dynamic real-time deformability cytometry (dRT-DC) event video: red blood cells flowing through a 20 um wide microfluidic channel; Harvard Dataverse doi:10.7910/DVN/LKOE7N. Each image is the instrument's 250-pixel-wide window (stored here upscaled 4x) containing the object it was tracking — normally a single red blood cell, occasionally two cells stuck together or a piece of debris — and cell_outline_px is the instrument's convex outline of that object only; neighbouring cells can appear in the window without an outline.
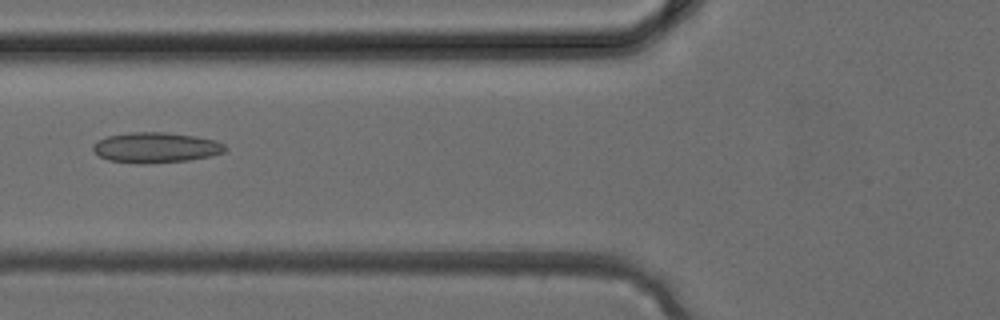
{"species": "common noctule bat (a hibernating species)", "species_latin": "Nyctalus noctula", "temperature_condition": "cold", "stored_images_in_passage": 34, "camera_frame_rate_fps": 3000, "um_per_image_px": 0.085, "animal": {"sex": "female", "body_mass_g": 24.6, "forearm_length_mm": 56.2}, "frame": {"image": 1, "passage_image": 11, "time_ms": 3.333, "image_size_px": [1000, 320], "cell_outline_px": [[228, 148], [224, 152], [212, 156], [188, 160], [148, 164], [136, 164], [108, 160], [100, 156], [92, 148], [92, 144], [108, 136], [132, 132], [164, 132], [196, 136], [216, 140], [224, 144]], "centroid_in_image_um": [13.28, 12.55], "position_along_channel_um": 112.5, "area_um2": 23.52}}
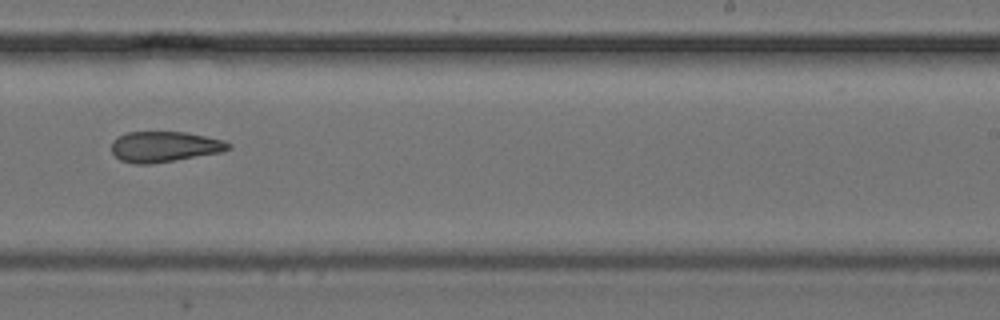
{"frame": {"image": 2, "passage_image": 20, "time_ms": 6.333, "image_size_px": [1000, 320], "cell_outline_px": [[232, 148], [220, 152], [176, 160], [152, 164], [132, 164], [120, 160], [112, 152], [112, 140], [128, 132], [188, 132], [224, 140], [232, 144]], "centroid_in_image_um": [13.99, 12.47], "position_along_channel_um": 275.0, "area_um2": 20.92}}
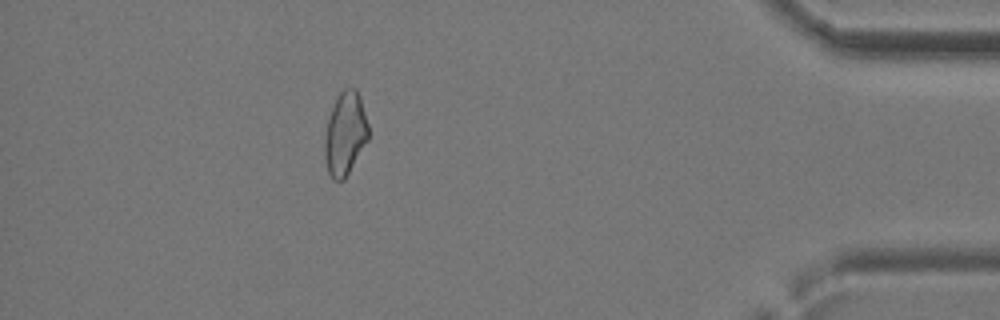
{"frame": {"image": 3, "passage_image": 30, "time_ms": 9.667, "image_size_px": [1000, 320], "cell_outline_px": [[368, 140], [344, 180], [332, 180], [328, 172], [324, 156], [324, 132], [328, 116], [336, 96], [344, 88], [356, 88], [360, 96], [368, 124]], "centroid_in_image_um": [29.31, 11.34], "position_along_channel_um": 405.9, "area_um2": 21.5}}